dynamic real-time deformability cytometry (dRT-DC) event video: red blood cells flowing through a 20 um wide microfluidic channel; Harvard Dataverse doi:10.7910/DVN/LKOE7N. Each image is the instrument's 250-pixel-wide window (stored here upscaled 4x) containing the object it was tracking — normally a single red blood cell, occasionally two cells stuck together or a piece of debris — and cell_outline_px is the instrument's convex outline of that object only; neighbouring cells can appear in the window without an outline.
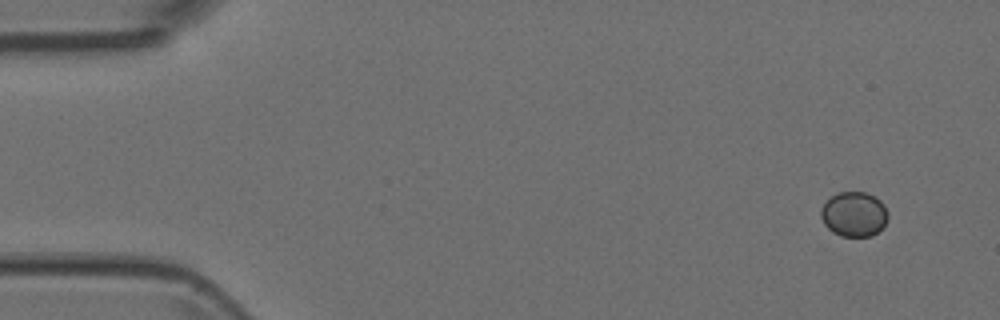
{"species": "Egyptian fruit bat (a non-hibernating species)", "species_latin": "Rousettus aegyptiacus", "temperature_condition": "room temperature", "stored_images_in_passage": 5, "camera_frame_rate_fps": 3000, "um_per_image_px": 0.085, "animal": {"sex": "female"}, "frame": {"image": 1, "passage_image": 1, "time_ms": 0.0, "image_size_px": [1000, 320], "cell_outline_px": [[888, 220], [872, 236], [840, 236], [832, 232], [824, 224], [820, 216], [820, 208], [832, 196], [840, 192], [864, 192], [880, 200], [884, 204], [888, 212]], "centroid_in_image_um": [72.58, 18.21], "position_along_channel_um": 12.4, "area_um2": 17.46}}
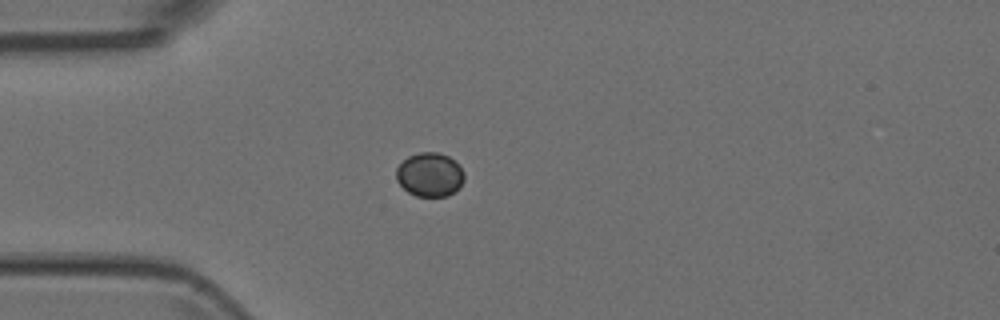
{"frame": {"image": 2, "passage_image": 4, "time_ms": 1.0, "image_size_px": [1000, 320], "cell_outline_px": [[464, 180], [460, 188], [448, 196], [416, 196], [408, 192], [396, 180], [396, 168], [408, 156], [420, 152], [436, 152], [448, 156], [464, 172]], "centroid_in_image_um": [36.52, 14.86], "position_along_channel_um": 48.5, "area_um2": 17.34}}